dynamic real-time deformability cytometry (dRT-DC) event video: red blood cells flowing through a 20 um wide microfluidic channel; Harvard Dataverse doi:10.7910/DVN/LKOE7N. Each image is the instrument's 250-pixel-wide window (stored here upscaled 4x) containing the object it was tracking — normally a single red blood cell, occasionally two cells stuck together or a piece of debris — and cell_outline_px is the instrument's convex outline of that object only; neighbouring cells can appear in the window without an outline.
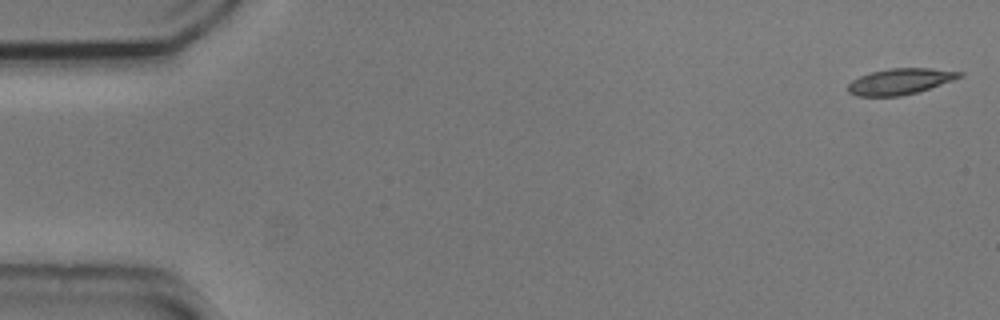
{"species": "common noctule bat (a hibernating species)", "species_latin": "Nyctalus noctula", "temperature_condition": "cold", "stored_images_in_passage": 54, "camera_frame_rate_fps": 3000, "um_per_image_px": 0.085, "animal": {"sex": "male", "body_mass_g": 20.5, "forearm_length_mm": 52.5}, "frame": {"image": 1, "passage_image": 1, "time_ms": 0.0, "image_size_px": [1000, 320], "cell_outline_px": [[964, 76], [916, 92], [900, 96], [856, 96], [848, 92], [848, 84], [852, 80], [860, 76], [872, 72], [888, 68], [932, 68], [964, 72]], "centroid_in_image_um": [76.5, 6.91], "position_along_channel_um": 8.5, "area_um2": 16.76}}
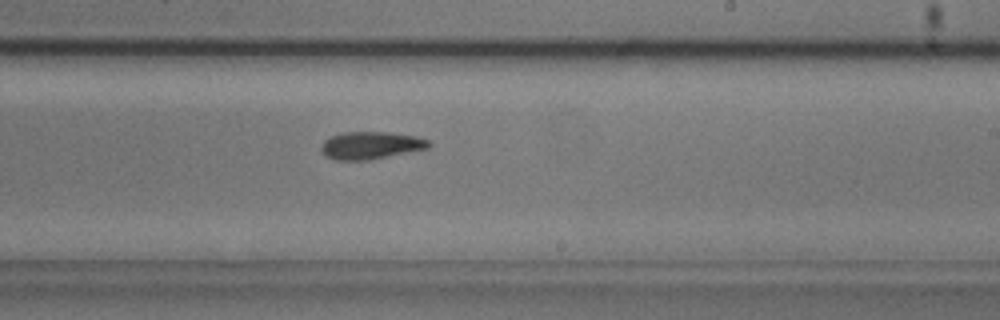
{"frame": {"image": 2, "passage_image": 32, "time_ms": 10.333, "image_size_px": [1000, 320], "cell_outline_px": [[432, 144], [428, 148], [368, 160], [336, 160], [328, 156], [320, 148], [324, 140], [332, 136], [344, 132], [388, 132], [416, 136], [428, 140]], "centroid_in_image_um": [31.53, 12.35], "position_along_channel_um": 257.5, "area_um2": 16.99}}
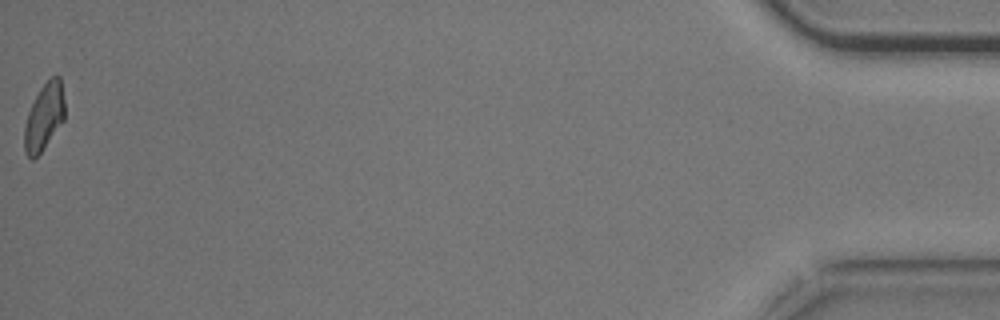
{"frame": {"image": 3, "passage_image": 54, "time_ms": 17.667, "image_size_px": [1000, 320], "cell_outline_px": [[64, 120], [40, 152], [32, 160], [24, 152], [24, 128], [28, 112], [40, 88], [52, 76], [60, 76], [64, 100]], "centroid_in_image_um": [3.74, 9.93], "position_along_channel_um": 431.5, "area_um2": 15.43}, "authors_computed_cell_mechanics": {"area_um2": 17.2244, "velocity_mm_per_s": 3.7169, "shape_relaxation_time_tau1_ms": 8.5773, "shape_relaxation_time_tau2_ms": 6.329, "deformation_change_tau1": 0.2021, "deformation_change_tau2": 0.1355}}